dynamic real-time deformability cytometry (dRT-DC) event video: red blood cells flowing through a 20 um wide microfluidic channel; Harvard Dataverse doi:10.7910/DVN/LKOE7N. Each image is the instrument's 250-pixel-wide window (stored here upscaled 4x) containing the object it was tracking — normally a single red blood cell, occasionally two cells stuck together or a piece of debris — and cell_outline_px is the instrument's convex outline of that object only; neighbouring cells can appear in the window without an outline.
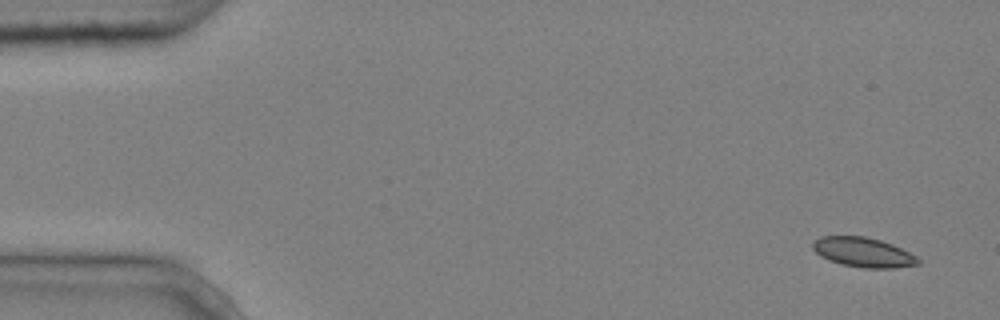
{"species": "common noctule bat (a hibernating species)", "species_latin": "Nyctalus noctula", "temperature_condition": "cold", "stored_images_in_passage": 4, "camera_frame_rate_fps": 3000, "um_per_image_px": 0.085, "animal": {"sex": "male", "body_mass_g": 20.4}, "frame": {"image": 1, "passage_image": 1, "time_ms": 0.0, "image_size_px": [1000, 320], "cell_outline_px": [[920, 264], [892, 268], [864, 268], [840, 264], [828, 260], [820, 256], [812, 248], [812, 240], [820, 236], [864, 236], [880, 240], [892, 244], [916, 256], [920, 260]], "centroid_in_image_um": [73.33, 21.44], "position_along_channel_um": 11.7, "area_um2": 18.26}}
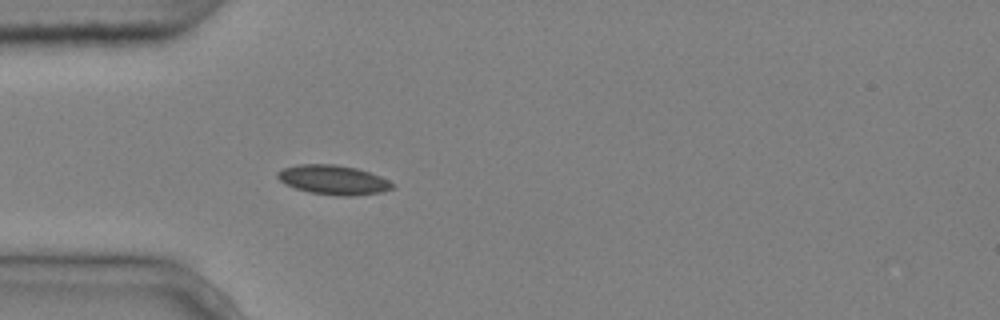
{"frame": {"image": 2, "passage_image": 4, "time_ms": 1.0, "image_size_px": [1000, 320], "cell_outline_px": [[396, 188], [384, 192], [352, 196], [340, 196], [308, 192], [284, 184], [276, 176], [276, 172], [284, 168], [296, 164], [336, 164], [356, 168], [380, 176], [396, 184]], "centroid_in_image_um": [28.36, 15.29], "position_along_channel_um": 56.6, "area_um2": 19.94}}